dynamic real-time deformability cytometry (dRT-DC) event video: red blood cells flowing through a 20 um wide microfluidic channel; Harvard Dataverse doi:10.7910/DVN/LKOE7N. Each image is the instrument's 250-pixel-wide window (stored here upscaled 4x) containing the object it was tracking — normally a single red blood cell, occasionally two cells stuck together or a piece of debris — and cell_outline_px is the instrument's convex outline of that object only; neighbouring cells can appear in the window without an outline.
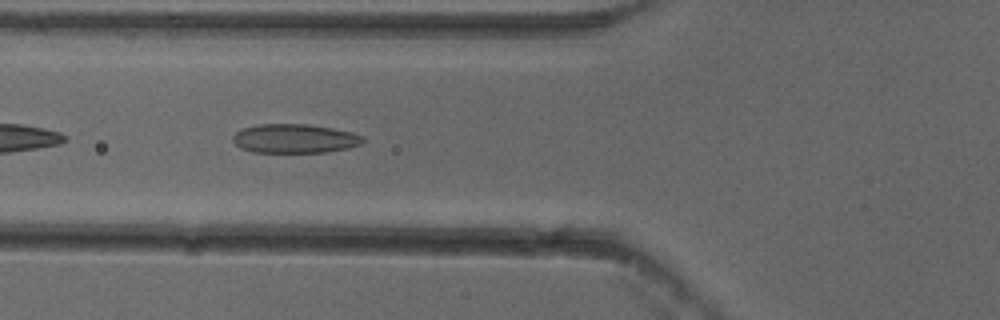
{"species": "common noctule bat (a hibernating species)", "species_latin": "Nyctalus noctula", "temperature_condition": "cold", "stored_images_in_passage": 36, "camera_frame_rate_fps": 3000, "um_per_image_px": 0.085, "animal": {"sex": "female"}, "frame": {"image": 1, "passage_image": 4, "time_ms": 1.0, "image_size_px": [1000, 320], "cell_outline_px": [[364, 140], [360, 144], [348, 148], [324, 152], [252, 152], [240, 148], [232, 140], [232, 136], [240, 128], [256, 124], [308, 124], [332, 128], [352, 132], [364, 136]], "centroid_in_image_um": [25.01, 11.77], "position_along_channel_um": 100.8, "area_um2": 22.14}}
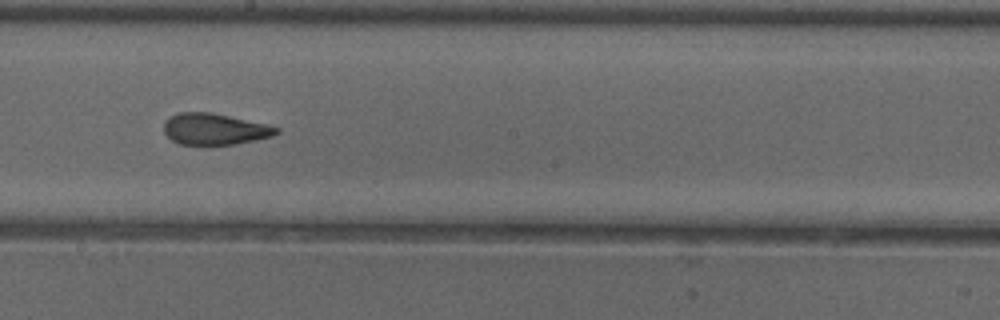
{"frame": {"image": 2, "passage_image": 14, "time_ms": 4.333, "image_size_px": [1000, 320], "cell_outline_px": [[280, 132], [272, 136], [256, 140], [232, 144], [204, 148], [180, 144], [172, 140], [164, 132], [164, 120], [176, 112], [212, 112], [264, 124], [280, 128]], "centroid_in_image_um": [18.19, 11.01], "position_along_channel_um": 230.0, "area_um2": 21.15}}
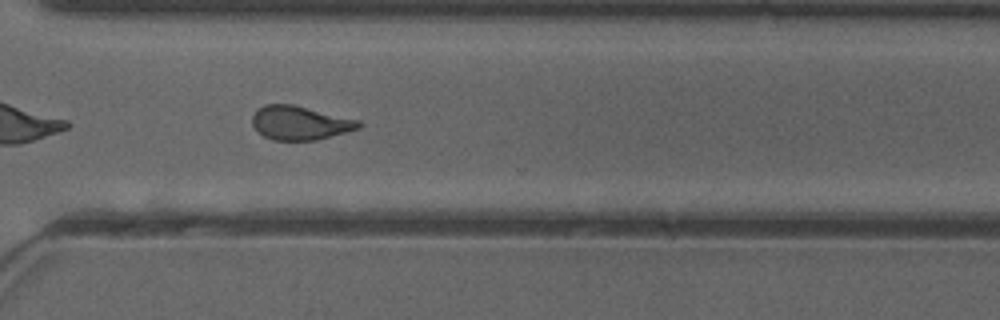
{"frame": {"image": 3, "passage_image": 23, "time_ms": 7.333, "image_size_px": [1000, 320], "cell_outline_px": [[364, 124], [360, 128], [316, 140], [272, 140], [264, 136], [252, 124], [252, 116], [256, 108], [264, 104], [292, 104], [360, 120]], "centroid_in_image_um": [25.5, 10.43], "position_along_channel_um": 345.1, "area_um2": 21.04}, "authors_computed_cell_mechanics": {"area_um2": 21.0103, "velocity_mm_per_s": 3.8507, "shape_relaxation_time_tau1_ms": 6.7584, "shape_relaxation_time_tau2_ms": 1.6931, "deformation_change_tau1": 0.1642, "deformation_change_tau2": 0.0965}}